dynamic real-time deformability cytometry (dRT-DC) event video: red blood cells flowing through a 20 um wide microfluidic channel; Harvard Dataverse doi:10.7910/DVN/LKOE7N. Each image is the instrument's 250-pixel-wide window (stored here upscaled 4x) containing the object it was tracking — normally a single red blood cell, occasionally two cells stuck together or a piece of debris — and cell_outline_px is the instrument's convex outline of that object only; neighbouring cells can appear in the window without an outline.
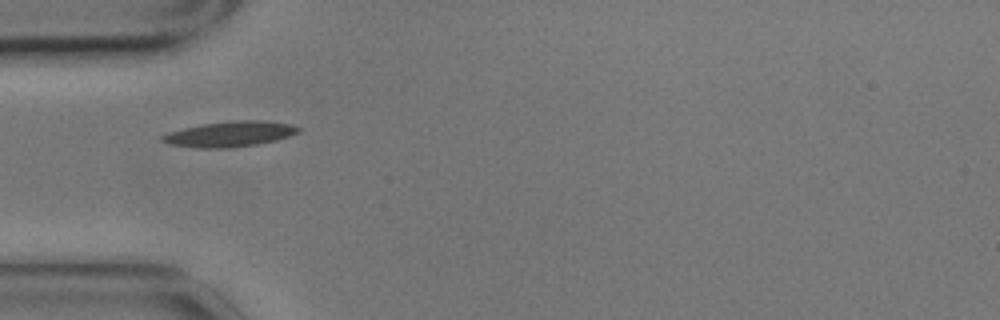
{"species": "common noctule bat (a hibernating species)", "species_latin": "Nyctalus noctula", "temperature_condition": "cold", "stored_images_in_passage": 2, "camera_frame_rate_fps": 3000, "um_per_image_px": 0.085, "animal": {"sex": "male", "body_mass_g": 17.9}, "frame": {"image": 1, "passage_image": 1, "time_ms": 0.0, "image_size_px": [1000, 320], "cell_outline_px": [[300, 132], [276, 140], [256, 144], [228, 148], [196, 148], [168, 144], [160, 140], [160, 136], [168, 132], [184, 128], [204, 124], [232, 120], [260, 120], [288, 124], [300, 128]], "centroid_in_image_um": [19.48, 11.4], "position_along_channel_um": 65.5, "area_um2": 20.06}}